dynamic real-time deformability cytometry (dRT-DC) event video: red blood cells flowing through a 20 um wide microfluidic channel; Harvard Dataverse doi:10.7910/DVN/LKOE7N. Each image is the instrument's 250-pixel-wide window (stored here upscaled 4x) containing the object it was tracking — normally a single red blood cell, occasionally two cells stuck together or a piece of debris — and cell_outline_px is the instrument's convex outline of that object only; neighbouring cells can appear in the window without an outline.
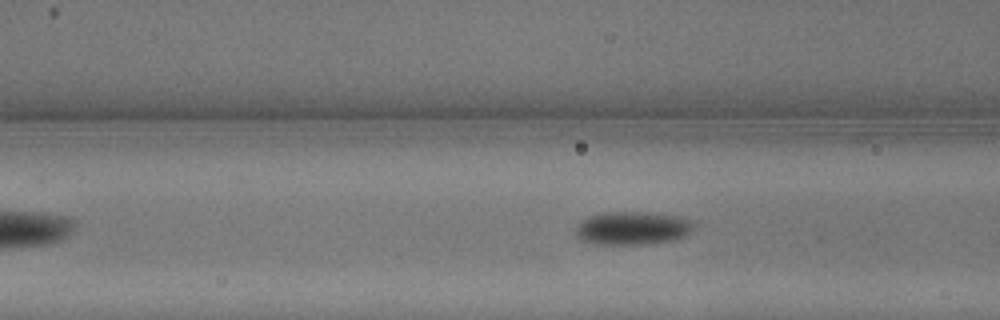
{"species": "common noctule bat (a hibernating species)", "species_latin": "Nyctalus noctula", "temperature_condition": "warm", "stored_images_in_passage": 6, "segment_of_instrument_passage": [2, 2], "camera_frame_rate_fps": 3000, "um_per_image_px": 0.085, "animal": {"sex": "male", "body_mass_g": 13.3}, "frame": {"image": 1, "passage_image": 6, "time_ms": 1.667, "image_size_px": [1000, 320], "cell_outline_px": [[696, 224], [684, 236], [672, 240], [648, 244], [596, 244], [580, 240], [576, 236], [576, 228], [580, 220], [588, 216], [604, 212], [652, 212], [680, 216], [696, 220]], "centroid_in_image_um": [53.77, 19.37], "position_along_channel_um": 112.8, "area_um2": 23.24}}